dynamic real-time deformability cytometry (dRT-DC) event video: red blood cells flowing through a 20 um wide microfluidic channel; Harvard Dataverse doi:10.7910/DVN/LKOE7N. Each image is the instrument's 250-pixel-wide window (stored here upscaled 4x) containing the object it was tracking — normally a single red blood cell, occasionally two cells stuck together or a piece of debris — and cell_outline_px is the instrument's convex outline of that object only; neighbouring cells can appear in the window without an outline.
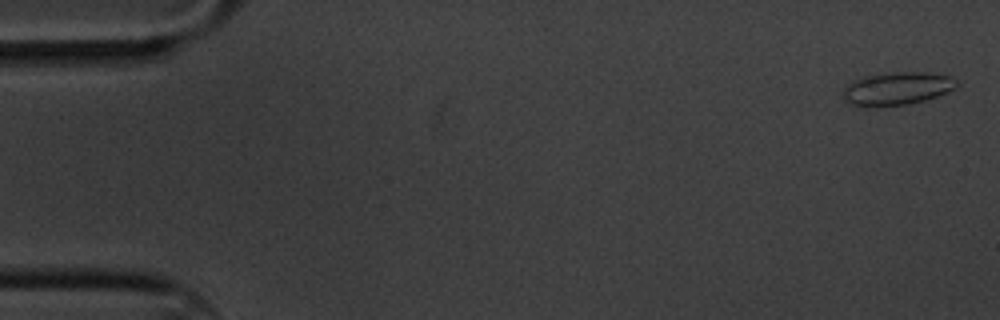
{"species": "common noctule bat (a hibernating species)", "species_latin": "Nyctalus noctula", "temperature_condition": "cold", "stored_images_in_passage": 60, "camera_frame_rate_fps": 3000, "um_per_image_px": 0.085, "animal": {"sex": "male", "body_mass_g": 20.1, "forearm_length_mm": 53.5}, "frame": {"image": 1, "passage_image": 2, "time_ms": 0.333, "image_size_px": [1000, 320], "cell_outline_px": [[960, 84], [956, 88], [948, 92], [924, 100], [908, 104], [876, 108], [864, 108], [848, 104], [844, 100], [840, 92], [852, 80], [864, 76], [896, 72], [928, 72], [948, 76], [956, 80]], "centroid_in_image_um": [76.18, 7.56], "position_along_channel_um": 8.8, "area_um2": 22.43}}
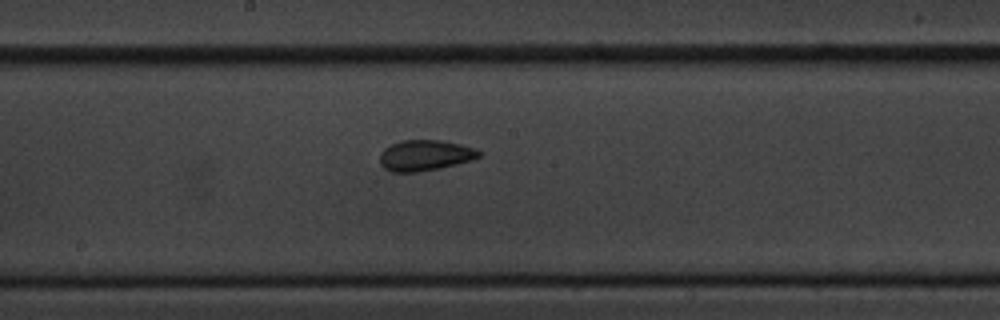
{"frame": {"image": 2, "passage_image": 32, "time_ms": 10.333, "image_size_px": [1000, 320], "cell_outline_px": [[484, 152], [480, 156], [456, 164], [440, 168], [416, 172], [392, 172], [384, 168], [380, 164], [380, 152], [384, 148], [400, 140], [440, 140], [460, 144], [476, 148]], "centroid_in_image_um": [36.11, 13.2], "position_along_channel_um": 212.1, "area_um2": 17.8}}
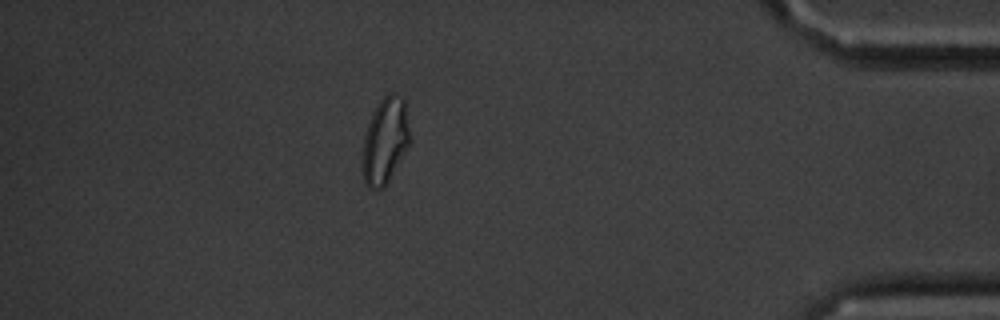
{"frame": {"image": 3, "passage_image": 53, "time_ms": 17.333, "image_size_px": [1000, 320], "cell_outline_px": [[412, 140], [384, 188], [368, 188], [364, 184], [360, 172], [360, 164], [364, 136], [372, 112], [380, 100], [388, 92], [396, 92], [404, 96]], "centroid_in_image_um": [32.72, 11.95], "position_along_channel_um": 402.5, "area_um2": 24.68}, "authors_computed_cell_mechanics": {"area_um2": 18.5538, "velocity_mm_per_s": 3.3274, "shape_relaxation_time_tau1_ms": 3.392, "shape_relaxation_time_tau2_ms": 1.9425, "deformation_change_tau1": 0.103, "deformation_change_tau2": 0.069}}